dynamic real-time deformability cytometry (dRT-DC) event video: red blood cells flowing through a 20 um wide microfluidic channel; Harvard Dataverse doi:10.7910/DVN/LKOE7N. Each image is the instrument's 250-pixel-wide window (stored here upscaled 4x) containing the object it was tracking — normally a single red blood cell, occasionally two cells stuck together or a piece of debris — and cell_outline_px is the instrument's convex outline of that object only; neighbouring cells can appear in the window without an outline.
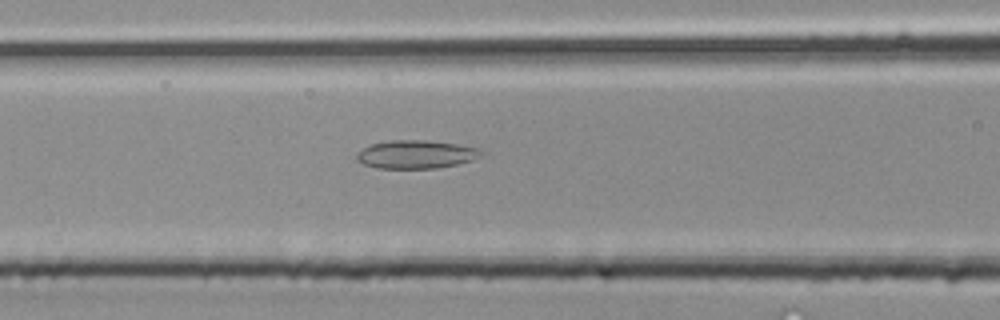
{"species": "common noctule bat (a hibernating species)", "species_latin": "Nyctalus noctula", "temperature_condition": "room temperature", "stored_images_in_passage": 33, "camera_frame_rate_fps": 3000, "um_per_image_px": 0.085, "animal": {"sex": "male", "body_mass_g": 20.4}, "frame": {"image": 1, "passage_image": 17, "time_ms": 5.333, "image_size_px": [1000, 320], "cell_outline_px": [[484, 152], [480, 156], [472, 160], [456, 164], [436, 168], [376, 168], [364, 164], [356, 160], [356, 152], [368, 144], [388, 140], [424, 140], [456, 144], [480, 148]], "centroid_in_image_um": [35.31, 13.11], "position_along_channel_um": 131.3, "area_um2": 20.63}}
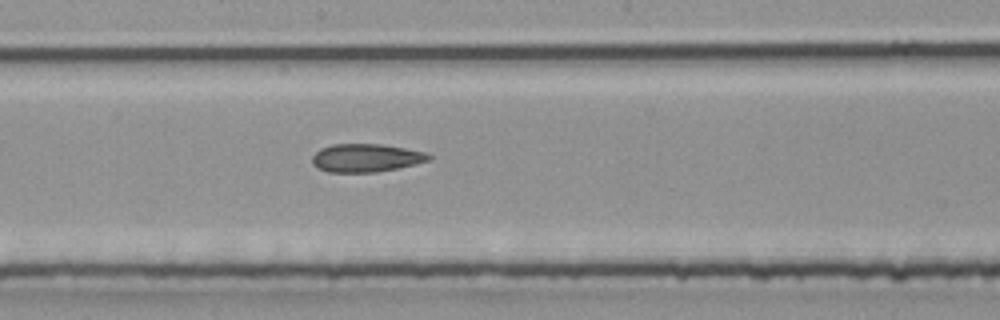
{"frame": {"image": 2, "passage_image": 22, "time_ms": 7.0, "image_size_px": [1000, 320], "cell_outline_px": [[432, 160], [416, 164], [376, 172], [328, 172], [312, 164], [312, 156], [320, 148], [332, 144], [384, 144], [428, 152], [432, 156]], "centroid_in_image_um": [31.15, 13.41], "position_along_channel_um": 217.0, "area_um2": 19.31}}
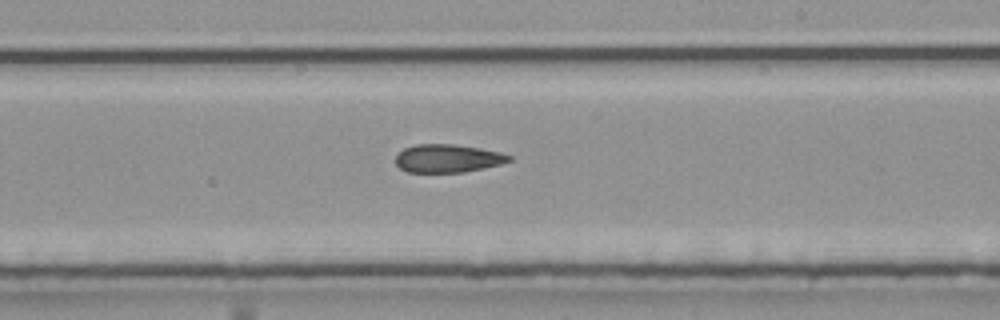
{"frame": {"image": 3, "passage_image": 24, "time_ms": 7.667, "image_size_px": [1000, 320], "cell_outline_px": [[512, 160], [500, 164], [484, 168], [464, 172], [408, 172], [400, 168], [396, 164], [396, 156], [404, 148], [416, 144], [452, 144], [480, 148], [500, 152], [512, 156]], "centroid_in_image_um": [38.07, 13.46], "position_along_channel_um": 250.9, "area_um2": 18.55}}